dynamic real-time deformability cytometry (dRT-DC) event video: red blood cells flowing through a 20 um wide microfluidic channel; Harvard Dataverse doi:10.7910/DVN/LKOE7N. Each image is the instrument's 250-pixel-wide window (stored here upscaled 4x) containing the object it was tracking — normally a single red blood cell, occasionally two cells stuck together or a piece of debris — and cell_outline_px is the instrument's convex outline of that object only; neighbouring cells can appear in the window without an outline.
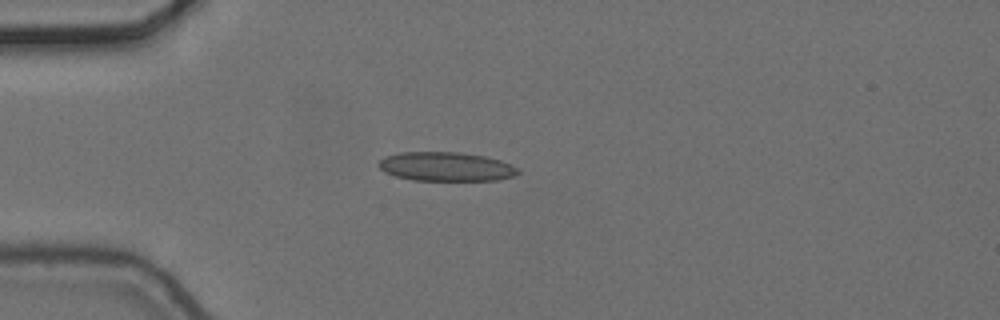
{"species": "common noctule bat (a hibernating species)", "species_latin": "Nyctalus noctula", "temperature_condition": "cold", "stored_images_in_passage": 8, "camera_frame_rate_fps": 3000, "um_per_image_px": 0.085, "animal": {"sex": "female", "body_mass_g": 24.6, "forearm_length_mm": 56.2}, "frame": {"image": 1, "passage_image": 4, "time_ms": 1.0, "image_size_px": [1000, 320], "cell_outline_px": [[520, 172], [512, 176], [496, 180], [412, 180], [396, 176], [384, 172], [376, 164], [384, 156], [400, 152], [460, 152], [484, 156], [500, 160], [520, 168]], "centroid_in_image_um": [37.89, 14.15], "position_along_channel_um": 47.1, "area_um2": 23.64}}
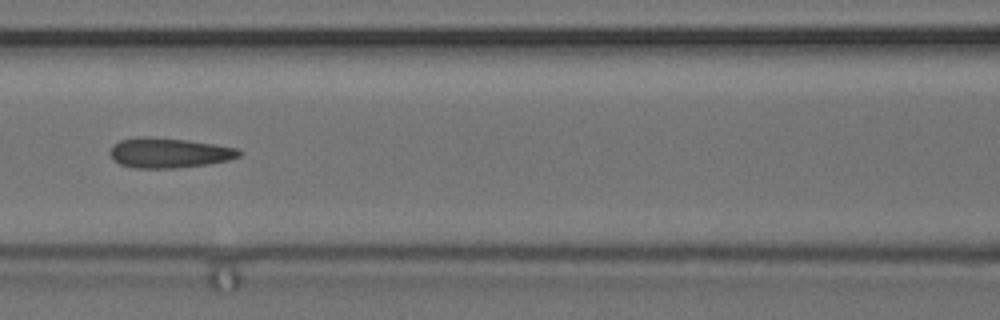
{"frame": {"image": 2, "passage_image": 7, "time_ms": 2.0, "image_size_px": [1000, 320], "cell_outline_px": [[244, 152], [240, 156], [228, 160], [208, 164], [176, 168], [132, 168], [120, 164], [112, 160], [108, 152], [112, 144], [120, 140], [144, 136], [148, 136], [188, 140], [236, 148]], "centroid_in_image_um": [14.31, 12.99], "position_along_channel_um": 152.3, "area_um2": 22.77}}
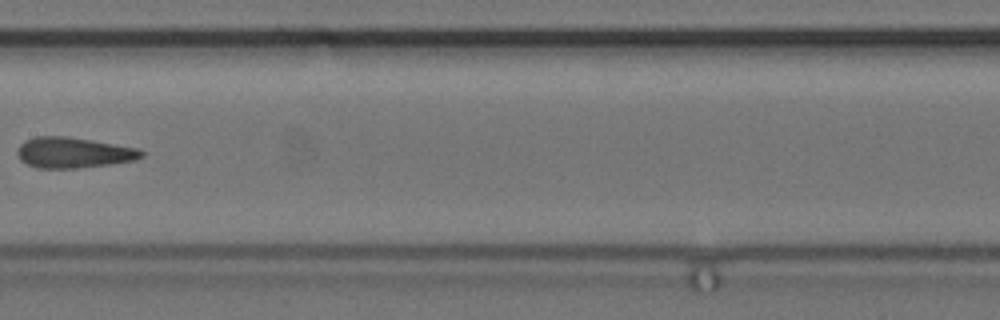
{"frame": {"image": 3, "passage_image": 8, "time_ms": 2.333, "image_size_px": [1000, 320], "cell_outline_px": [[144, 156], [136, 160], [112, 164], [76, 168], [36, 168], [20, 160], [16, 152], [20, 144], [24, 140], [36, 136], [68, 136], [140, 148], [144, 152]], "centroid_in_image_um": [6.26, 12.97], "position_along_channel_um": 201.1, "area_um2": 22.43}}